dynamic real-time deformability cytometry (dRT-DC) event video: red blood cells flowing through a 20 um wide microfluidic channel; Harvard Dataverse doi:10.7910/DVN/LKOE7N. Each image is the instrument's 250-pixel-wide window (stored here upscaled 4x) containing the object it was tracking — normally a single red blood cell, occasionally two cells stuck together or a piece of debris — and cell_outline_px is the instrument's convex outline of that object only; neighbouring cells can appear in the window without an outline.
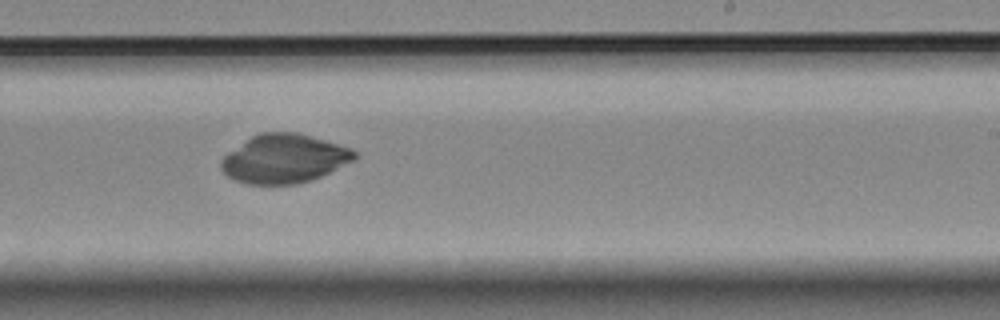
{"species": "Egyptian fruit bat (a non-hibernating species)", "species_latin": "Rousettus aegyptiacus", "temperature_condition": "room temperature", "stored_images_in_passage": 36, "camera_frame_rate_fps": 3000, "um_per_image_px": 0.085, "animal": {"sex": "female"}, "frame": {"image": 1, "passage_image": 25, "time_ms": 8.0, "image_size_px": [1000, 320], "cell_outline_px": [[356, 156], [352, 160], [320, 176], [296, 184], [244, 184], [228, 176], [220, 168], [220, 160], [228, 152], [252, 136], [260, 132], [296, 132], [352, 148], [356, 152]], "centroid_in_image_um": [24.1, 13.48], "position_along_channel_um": 264.9, "area_um2": 37.45}}